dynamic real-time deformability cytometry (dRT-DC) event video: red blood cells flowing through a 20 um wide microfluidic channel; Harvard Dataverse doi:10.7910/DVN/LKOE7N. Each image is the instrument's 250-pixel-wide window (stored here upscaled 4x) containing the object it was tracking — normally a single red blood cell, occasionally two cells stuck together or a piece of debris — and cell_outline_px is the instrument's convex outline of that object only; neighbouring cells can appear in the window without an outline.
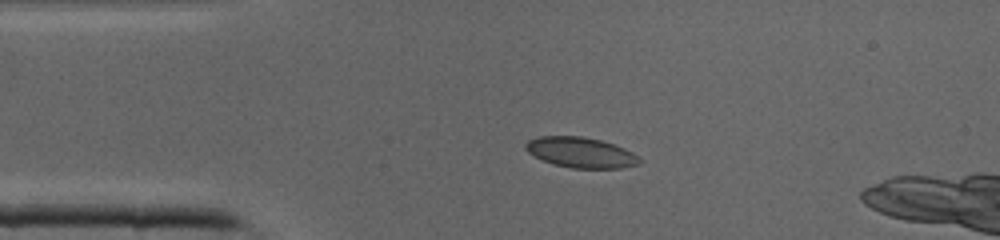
{"species": "common noctule bat (a hibernating species)", "species_latin": "Nyctalus noctula", "temperature_condition": "cold", "stored_images_in_passage": 41, "camera_frame_rate_fps": 3000, "um_per_image_px": 0.085, "animal": {"sex": "male", "body_mass_g": 19.0, "forearm_length_mm": 50.8}, "frame": {"image": 1, "passage_image": 8, "time_ms": 2.333, "image_size_px": [1000, 240], "cell_outline_px": [[644, 160], [640, 164], [620, 168], [572, 168], [552, 164], [528, 152], [524, 148], [524, 144], [528, 140], [540, 136], [580, 136], [600, 140], [624, 148], [640, 156]], "centroid_in_image_um": [49.39, 12.96], "position_along_channel_um": 35.6, "area_um2": 20.23}}
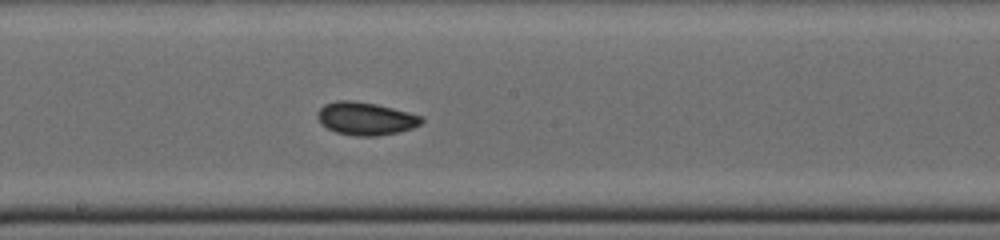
{"frame": {"image": 2, "passage_image": 21, "time_ms": 6.667, "image_size_px": [1000, 240], "cell_outline_px": [[424, 120], [420, 124], [412, 128], [396, 132], [376, 136], [356, 136], [336, 132], [320, 124], [316, 116], [316, 112], [324, 104], [336, 100], [352, 100], [376, 104], [424, 116]], "centroid_in_image_um": [31.05, 10.07], "position_along_channel_um": 217.2, "area_um2": 20.0}}
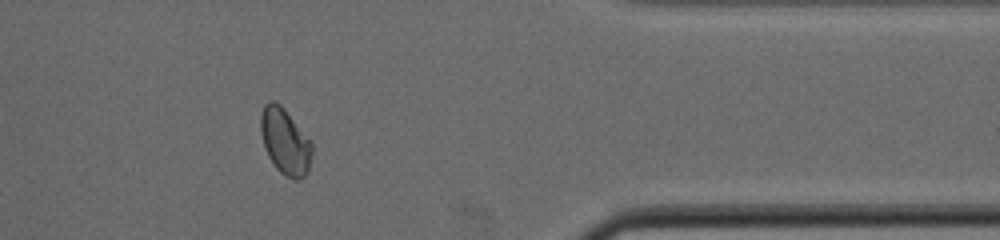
{"frame": {"image": 3, "passage_image": 33, "time_ms": 10.667, "image_size_px": [1000, 240], "cell_outline_px": [[312, 152], [308, 172], [300, 180], [292, 180], [280, 172], [276, 168], [268, 156], [264, 148], [260, 132], [260, 116], [264, 104], [268, 100], [276, 100], [284, 108], [312, 144]], "centroid_in_image_um": [24.2, 12.02], "position_along_channel_um": 387.2, "area_um2": 19.83}}